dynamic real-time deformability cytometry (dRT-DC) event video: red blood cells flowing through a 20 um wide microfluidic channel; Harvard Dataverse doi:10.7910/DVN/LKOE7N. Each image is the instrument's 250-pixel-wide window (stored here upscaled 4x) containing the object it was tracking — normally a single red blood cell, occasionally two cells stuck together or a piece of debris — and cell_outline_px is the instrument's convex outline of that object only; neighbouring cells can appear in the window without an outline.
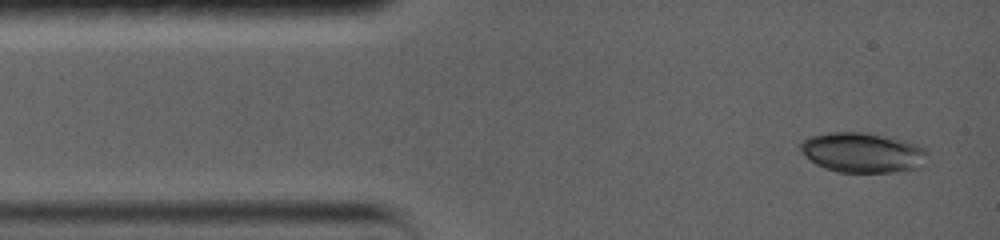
{"species": "common noctule bat (a hibernating species)", "species_latin": "Nyctalus noctula", "temperature_condition": "warm", "stored_images_in_passage": 5, "camera_frame_rate_fps": 5000, "um_per_image_px": 0.085, "animal": {"sex": "female", "body_mass_g": 19.0, "forearm_length_mm": 56.7}, "frame": {"image": 1, "passage_image": 1, "time_ms": 0.0, "image_size_px": [1000, 240], "cell_outline_px": [[928, 164], [924, 168], [892, 172], [836, 172], [824, 168], [816, 164], [800, 148], [800, 144], [804, 140], [812, 136], [828, 132], [860, 132], [892, 136], [916, 144], [924, 148], [928, 152]], "centroid_in_image_um": [73.44, 12.98], "position_along_channel_um": 11.6, "area_um2": 29.94}}
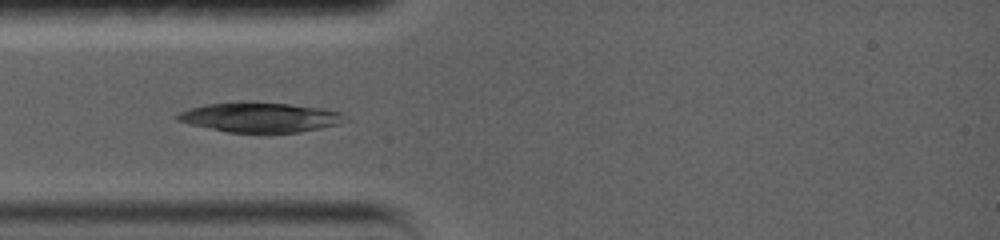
{"frame": {"image": 2, "passage_image": 4, "time_ms": 3.0, "image_size_px": [1000, 240], "cell_outline_px": [[348, 120], [340, 124], [300, 132], [228, 132], [192, 124], [176, 120], [176, 116], [180, 112], [188, 108], [208, 104], [288, 104], [320, 108], [340, 112]], "centroid_in_image_um": [22.15, 10.0], "position_along_channel_um": 62.8, "area_um2": 27.92}}
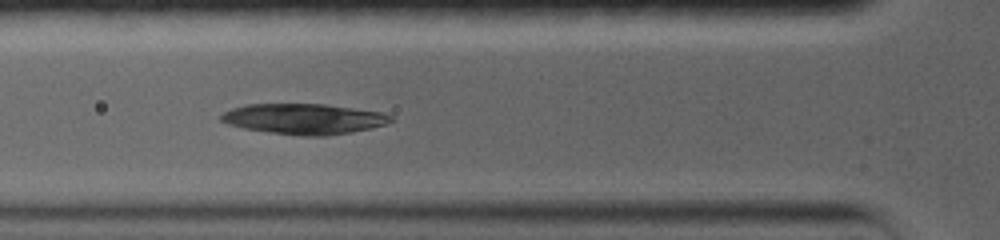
{"frame": {"image": 3, "passage_image": 5, "time_ms": 4.0, "image_size_px": [1000, 240], "cell_outline_px": [[392, 120], [384, 124], [372, 128], [352, 132], [324, 136], [300, 136], [268, 132], [244, 128], [228, 124], [220, 120], [220, 116], [224, 112], [232, 108], [248, 104], [324, 104], [380, 112], [392, 116]], "centroid_in_image_um": [25.81, 10.11], "position_along_channel_um": 100.0, "area_um2": 30.0}}